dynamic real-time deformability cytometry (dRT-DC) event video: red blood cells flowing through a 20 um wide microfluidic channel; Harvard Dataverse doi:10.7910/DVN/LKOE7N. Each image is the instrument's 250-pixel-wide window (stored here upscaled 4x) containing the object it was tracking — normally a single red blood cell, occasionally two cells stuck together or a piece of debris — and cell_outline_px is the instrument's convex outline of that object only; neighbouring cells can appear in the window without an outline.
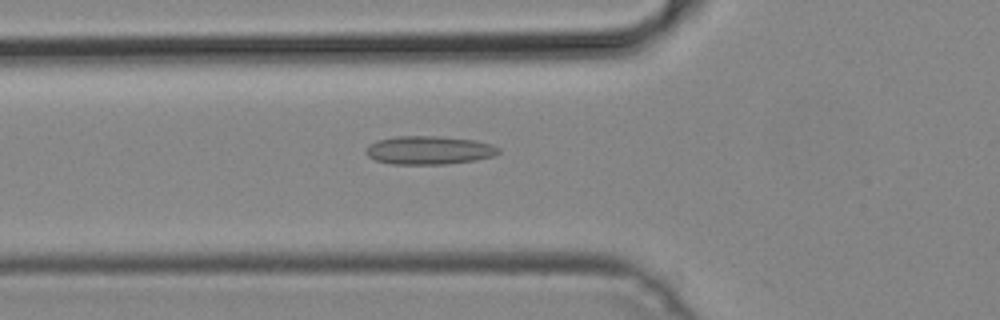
{"species": "common noctule bat (a hibernating species)", "species_latin": "Nyctalus noctula", "temperature_condition": "cold", "stored_images_in_passage": 48, "camera_frame_rate_fps": 3000, "um_per_image_px": 0.085, "animal": {"sex": "male", "body_mass_g": 19.2, "forearm_length_mm": 51.8}, "frame": {"image": 1, "passage_image": 16, "time_ms": 5.0, "image_size_px": [1000, 320], "cell_outline_px": [[500, 152], [492, 156], [476, 160], [448, 164], [392, 164], [376, 160], [368, 156], [364, 152], [364, 148], [368, 144], [376, 140], [396, 136], [440, 136], [476, 140], [492, 144], [500, 148]], "centroid_in_image_um": [36.44, 12.76], "position_along_channel_um": 89.4, "area_um2": 22.25}}
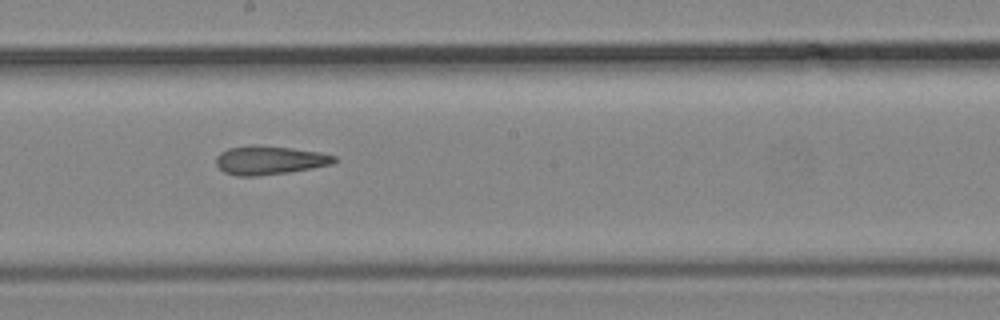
{"frame": {"image": 2, "passage_image": 26, "time_ms": 8.333, "image_size_px": [1000, 320], "cell_outline_px": [[340, 160], [332, 164], [312, 168], [288, 172], [256, 176], [236, 176], [224, 172], [216, 164], [216, 156], [220, 152], [228, 148], [252, 144], [256, 144], [292, 148], [320, 152], [336, 156]], "centroid_in_image_um": [22.91, 13.6], "position_along_channel_um": 225.3, "area_um2": 20.0}}
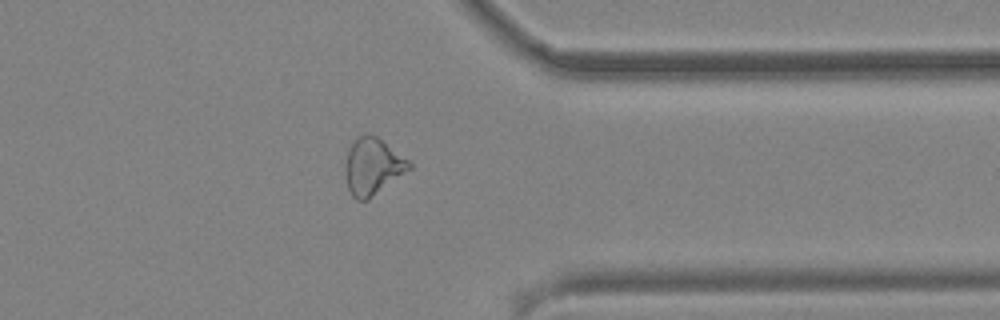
{"frame": {"image": 3, "passage_image": 38, "time_ms": 12.333, "image_size_px": [1000, 320], "cell_outline_px": [[412, 168], [368, 200], [356, 200], [352, 196], [348, 188], [344, 172], [344, 164], [352, 140], [364, 132], [376, 136], [408, 160], [412, 164]], "centroid_in_image_um": [31.64, 14.15], "position_along_channel_um": 379.8, "area_um2": 21.21}}